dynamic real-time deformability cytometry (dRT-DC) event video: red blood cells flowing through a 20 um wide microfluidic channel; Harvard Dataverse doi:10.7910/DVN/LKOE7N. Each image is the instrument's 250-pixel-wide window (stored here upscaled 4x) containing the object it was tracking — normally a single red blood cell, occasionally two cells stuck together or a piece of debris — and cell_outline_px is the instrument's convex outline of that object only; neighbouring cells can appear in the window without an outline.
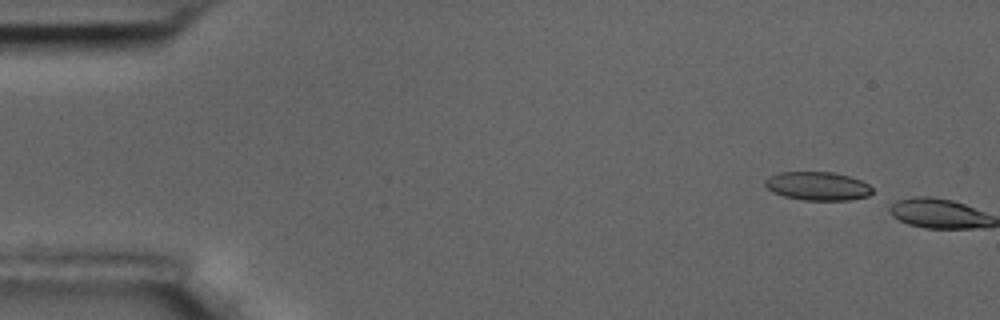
{"species": "common noctule bat (a hibernating species)", "species_latin": "Nyctalus noctula", "temperature_condition": "room temperature", "stored_images_in_passage": 4, "camera_frame_rate_fps": 3000, "um_per_image_px": 0.085, "animal": {"sex": "male", "body_mass_g": 17.5, "forearm_length_mm": 52.3}, "frame": {"image": 1, "passage_image": 3, "time_ms": 0.667, "image_size_px": [1000, 320], "cell_outline_px": [[872, 192], [868, 196], [848, 200], [800, 200], [784, 196], [772, 192], [764, 184], [764, 180], [768, 176], [780, 172], [832, 172], [848, 176], [860, 180], [868, 184], [872, 188]], "centroid_in_image_um": [69.46, 15.82], "position_along_channel_um": 15.5, "area_um2": 17.86}}